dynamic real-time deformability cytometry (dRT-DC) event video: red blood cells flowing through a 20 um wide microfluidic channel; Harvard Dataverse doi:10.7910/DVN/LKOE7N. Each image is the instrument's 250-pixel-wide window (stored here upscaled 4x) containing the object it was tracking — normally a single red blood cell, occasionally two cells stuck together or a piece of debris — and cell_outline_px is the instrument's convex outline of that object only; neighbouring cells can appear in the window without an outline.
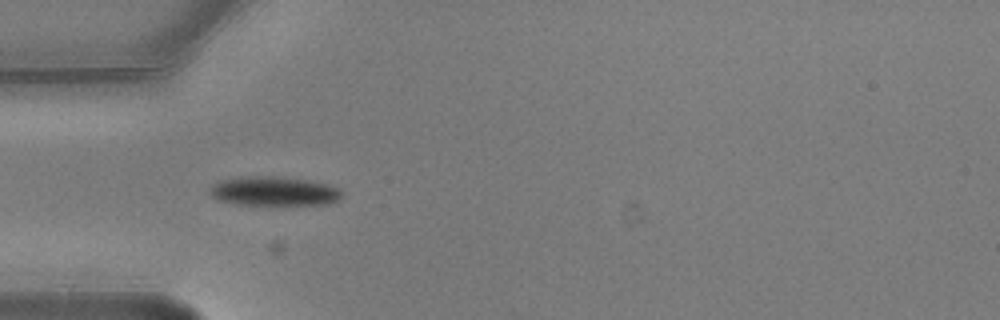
{"species": "common noctule bat (a hibernating species)", "species_latin": "Nyctalus noctula", "temperature_condition": "warm", "stored_images_in_passage": 3, "camera_frame_rate_fps": 3000, "um_per_image_px": 0.085, "animal": {"sex": "male", "body_mass_g": 20.5, "forearm_length_mm": 52.5}, "frame": {"image": 1, "passage_image": 2, "time_ms": 0.333, "image_size_px": [1000, 320], "cell_outline_px": [[340, 196], [336, 200], [324, 204], [236, 204], [220, 200], [212, 196], [212, 184], [220, 180], [236, 176], [276, 176], [308, 180], [324, 184], [336, 188], [340, 192]], "centroid_in_image_um": [23.21, 16.23], "position_along_channel_um": 61.8, "area_um2": 21.96}}